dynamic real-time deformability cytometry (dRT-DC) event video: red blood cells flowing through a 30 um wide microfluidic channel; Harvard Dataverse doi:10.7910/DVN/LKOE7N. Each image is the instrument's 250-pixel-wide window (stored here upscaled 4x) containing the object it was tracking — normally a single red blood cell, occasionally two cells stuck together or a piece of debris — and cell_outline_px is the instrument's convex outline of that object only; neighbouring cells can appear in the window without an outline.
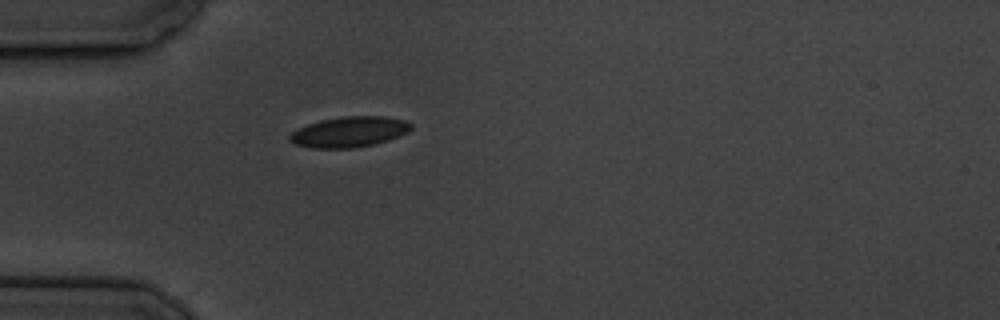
{"species": "common noctule bat (a hibernating species)", "species_latin": "Nyctalus noctula", "temperature_condition": "cold", "stored_images_in_passage": 1, "camera_frame_rate_fps": 3000, "um_per_image_px": 0.085, "animal": {"sex": "male", "body_mass_g": 19.5, "forearm_length_mm": 54.6}, "frame": {"image": 1, "passage_image": 1, "time_ms": 0.0, "image_size_px": [1000, 320], "cell_outline_px": [[412, 128], [408, 132], [388, 140], [372, 144], [352, 148], [312, 148], [296, 144], [288, 140], [288, 136], [292, 132], [308, 124], [320, 120], [344, 116], [384, 116], [404, 120], [412, 124]], "centroid_in_image_um": [29.69, 11.2], "position_along_channel_um": 55.3, "area_um2": 21.44}}